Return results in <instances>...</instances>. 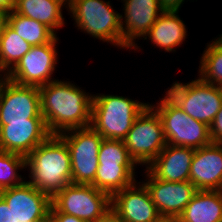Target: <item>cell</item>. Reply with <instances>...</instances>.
<instances>
[{
	"label": "cell",
	"mask_w": 222,
	"mask_h": 222,
	"mask_svg": "<svg viewBox=\"0 0 222 222\" xmlns=\"http://www.w3.org/2000/svg\"><path fill=\"white\" fill-rule=\"evenodd\" d=\"M67 80L57 79L39 87L41 114L51 135L91 124L93 94Z\"/></svg>",
	"instance_id": "1"
},
{
	"label": "cell",
	"mask_w": 222,
	"mask_h": 222,
	"mask_svg": "<svg viewBox=\"0 0 222 222\" xmlns=\"http://www.w3.org/2000/svg\"><path fill=\"white\" fill-rule=\"evenodd\" d=\"M25 168L26 181L50 198L72 183L69 148L59 135H50L27 155Z\"/></svg>",
	"instance_id": "2"
},
{
	"label": "cell",
	"mask_w": 222,
	"mask_h": 222,
	"mask_svg": "<svg viewBox=\"0 0 222 222\" xmlns=\"http://www.w3.org/2000/svg\"><path fill=\"white\" fill-rule=\"evenodd\" d=\"M149 104L123 95L93 94L90 126L103 139L123 140Z\"/></svg>",
	"instance_id": "3"
},
{
	"label": "cell",
	"mask_w": 222,
	"mask_h": 222,
	"mask_svg": "<svg viewBox=\"0 0 222 222\" xmlns=\"http://www.w3.org/2000/svg\"><path fill=\"white\" fill-rule=\"evenodd\" d=\"M73 25L94 39L122 49L120 13L106 0H73L66 10Z\"/></svg>",
	"instance_id": "4"
},
{
	"label": "cell",
	"mask_w": 222,
	"mask_h": 222,
	"mask_svg": "<svg viewBox=\"0 0 222 222\" xmlns=\"http://www.w3.org/2000/svg\"><path fill=\"white\" fill-rule=\"evenodd\" d=\"M150 105L159 114L167 144L199 149L211 143L209 126L188 116L166 94Z\"/></svg>",
	"instance_id": "5"
},
{
	"label": "cell",
	"mask_w": 222,
	"mask_h": 222,
	"mask_svg": "<svg viewBox=\"0 0 222 222\" xmlns=\"http://www.w3.org/2000/svg\"><path fill=\"white\" fill-rule=\"evenodd\" d=\"M166 90L164 94L188 116L208 126L222 106V88L207 84L199 77L187 83L174 81Z\"/></svg>",
	"instance_id": "6"
},
{
	"label": "cell",
	"mask_w": 222,
	"mask_h": 222,
	"mask_svg": "<svg viewBox=\"0 0 222 222\" xmlns=\"http://www.w3.org/2000/svg\"><path fill=\"white\" fill-rule=\"evenodd\" d=\"M123 142L129 156L143 168H146L165 148L167 142L162 120L150 104L135 119Z\"/></svg>",
	"instance_id": "7"
},
{
	"label": "cell",
	"mask_w": 222,
	"mask_h": 222,
	"mask_svg": "<svg viewBox=\"0 0 222 222\" xmlns=\"http://www.w3.org/2000/svg\"><path fill=\"white\" fill-rule=\"evenodd\" d=\"M111 208V197L93 185L69 184L51 198L49 212L73 215L85 222L97 221Z\"/></svg>",
	"instance_id": "8"
},
{
	"label": "cell",
	"mask_w": 222,
	"mask_h": 222,
	"mask_svg": "<svg viewBox=\"0 0 222 222\" xmlns=\"http://www.w3.org/2000/svg\"><path fill=\"white\" fill-rule=\"evenodd\" d=\"M59 136L69 148L72 184L91 185L99 166L98 154L103 137L91 126L71 129Z\"/></svg>",
	"instance_id": "9"
},
{
	"label": "cell",
	"mask_w": 222,
	"mask_h": 222,
	"mask_svg": "<svg viewBox=\"0 0 222 222\" xmlns=\"http://www.w3.org/2000/svg\"><path fill=\"white\" fill-rule=\"evenodd\" d=\"M58 41L56 36L47 44L32 46L6 74V78L19 85L38 88L57 80L53 75L59 61Z\"/></svg>",
	"instance_id": "10"
},
{
	"label": "cell",
	"mask_w": 222,
	"mask_h": 222,
	"mask_svg": "<svg viewBox=\"0 0 222 222\" xmlns=\"http://www.w3.org/2000/svg\"><path fill=\"white\" fill-rule=\"evenodd\" d=\"M30 118H44L39 88L19 85L5 78L0 85V125Z\"/></svg>",
	"instance_id": "11"
},
{
	"label": "cell",
	"mask_w": 222,
	"mask_h": 222,
	"mask_svg": "<svg viewBox=\"0 0 222 222\" xmlns=\"http://www.w3.org/2000/svg\"><path fill=\"white\" fill-rule=\"evenodd\" d=\"M121 3L122 49L140 51L142 46L137 41L143 39L164 11L159 0H121Z\"/></svg>",
	"instance_id": "12"
},
{
	"label": "cell",
	"mask_w": 222,
	"mask_h": 222,
	"mask_svg": "<svg viewBox=\"0 0 222 222\" xmlns=\"http://www.w3.org/2000/svg\"><path fill=\"white\" fill-rule=\"evenodd\" d=\"M142 183L148 189L151 199L162 217L178 218L186 205L197 192L190 182H168L155 178L147 169H144Z\"/></svg>",
	"instance_id": "13"
},
{
	"label": "cell",
	"mask_w": 222,
	"mask_h": 222,
	"mask_svg": "<svg viewBox=\"0 0 222 222\" xmlns=\"http://www.w3.org/2000/svg\"><path fill=\"white\" fill-rule=\"evenodd\" d=\"M50 135L44 118L9 122L0 125V150L26 157Z\"/></svg>",
	"instance_id": "14"
},
{
	"label": "cell",
	"mask_w": 222,
	"mask_h": 222,
	"mask_svg": "<svg viewBox=\"0 0 222 222\" xmlns=\"http://www.w3.org/2000/svg\"><path fill=\"white\" fill-rule=\"evenodd\" d=\"M111 208L124 222H157L162 218L148 189L138 180L111 197Z\"/></svg>",
	"instance_id": "15"
},
{
	"label": "cell",
	"mask_w": 222,
	"mask_h": 222,
	"mask_svg": "<svg viewBox=\"0 0 222 222\" xmlns=\"http://www.w3.org/2000/svg\"><path fill=\"white\" fill-rule=\"evenodd\" d=\"M189 181L197 190L222 191V144L211 142L195 149Z\"/></svg>",
	"instance_id": "16"
},
{
	"label": "cell",
	"mask_w": 222,
	"mask_h": 222,
	"mask_svg": "<svg viewBox=\"0 0 222 222\" xmlns=\"http://www.w3.org/2000/svg\"><path fill=\"white\" fill-rule=\"evenodd\" d=\"M195 149L167 144L146 169L159 180L189 181L191 161Z\"/></svg>",
	"instance_id": "17"
},
{
	"label": "cell",
	"mask_w": 222,
	"mask_h": 222,
	"mask_svg": "<svg viewBox=\"0 0 222 222\" xmlns=\"http://www.w3.org/2000/svg\"><path fill=\"white\" fill-rule=\"evenodd\" d=\"M180 11H164L149 29L143 40L165 52H176L186 41L188 28L179 16ZM177 47V48H176Z\"/></svg>",
	"instance_id": "18"
},
{
	"label": "cell",
	"mask_w": 222,
	"mask_h": 222,
	"mask_svg": "<svg viewBox=\"0 0 222 222\" xmlns=\"http://www.w3.org/2000/svg\"><path fill=\"white\" fill-rule=\"evenodd\" d=\"M0 197L16 214L49 216L51 198L26 180L21 185L0 191Z\"/></svg>",
	"instance_id": "19"
},
{
	"label": "cell",
	"mask_w": 222,
	"mask_h": 222,
	"mask_svg": "<svg viewBox=\"0 0 222 222\" xmlns=\"http://www.w3.org/2000/svg\"><path fill=\"white\" fill-rule=\"evenodd\" d=\"M64 8H68V5L62 0H14L13 2L15 13L39 21L56 35L57 30L66 25L63 17Z\"/></svg>",
	"instance_id": "20"
},
{
	"label": "cell",
	"mask_w": 222,
	"mask_h": 222,
	"mask_svg": "<svg viewBox=\"0 0 222 222\" xmlns=\"http://www.w3.org/2000/svg\"><path fill=\"white\" fill-rule=\"evenodd\" d=\"M177 219L179 222H222V191L197 190Z\"/></svg>",
	"instance_id": "21"
},
{
	"label": "cell",
	"mask_w": 222,
	"mask_h": 222,
	"mask_svg": "<svg viewBox=\"0 0 222 222\" xmlns=\"http://www.w3.org/2000/svg\"><path fill=\"white\" fill-rule=\"evenodd\" d=\"M136 168L98 166L94 182L91 185L112 197L115 193L137 181Z\"/></svg>",
	"instance_id": "22"
},
{
	"label": "cell",
	"mask_w": 222,
	"mask_h": 222,
	"mask_svg": "<svg viewBox=\"0 0 222 222\" xmlns=\"http://www.w3.org/2000/svg\"><path fill=\"white\" fill-rule=\"evenodd\" d=\"M8 24L31 46L47 44L59 36L39 21L24 17L14 11L8 15Z\"/></svg>",
	"instance_id": "23"
},
{
	"label": "cell",
	"mask_w": 222,
	"mask_h": 222,
	"mask_svg": "<svg viewBox=\"0 0 222 222\" xmlns=\"http://www.w3.org/2000/svg\"><path fill=\"white\" fill-rule=\"evenodd\" d=\"M201 55L197 76L207 84L222 88V41L215 37Z\"/></svg>",
	"instance_id": "24"
},
{
	"label": "cell",
	"mask_w": 222,
	"mask_h": 222,
	"mask_svg": "<svg viewBox=\"0 0 222 222\" xmlns=\"http://www.w3.org/2000/svg\"><path fill=\"white\" fill-rule=\"evenodd\" d=\"M31 47L7 24L0 37V69L7 74Z\"/></svg>",
	"instance_id": "25"
},
{
	"label": "cell",
	"mask_w": 222,
	"mask_h": 222,
	"mask_svg": "<svg viewBox=\"0 0 222 222\" xmlns=\"http://www.w3.org/2000/svg\"><path fill=\"white\" fill-rule=\"evenodd\" d=\"M24 169L25 156L0 150V191L21 185L26 176L19 173Z\"/></svg>",
	"instance_id": "26"
},
{
	"label": "cell",
	"mask_w": 222,
	"mask_h": 222,
	"mask_svg": "<svg viewBox=\"0 0 222 222\" xmlns=\"http://www.w3.org/2000/svg\"><path fill=\"white\" fill-rule=\"evenodd\" d=\"M99 166L137 167L136 162L129 156L123 140L103 139L99 154Z\"/></svg>",
	"instance_id": "27"
},
{
	"label": "cell",
	"mask_w": 222,
	"mask_h": 222,
	"mask_svg": "<svg viewBox=\"0 0 222 222\" xmlns=\"http://www.w3.org/2000/svg\"><path fill=\"white\" fill-rule=\"evenodd\" d=\"M209 129L211 142L222 144V106L215 115V118L209 126Z\"/></svg>",
	"instance_id": "28"
},
{
	"label": "cell",
	"mask_w": 222,
	"mask_h": 222,
	"mask_svg": "<svg viewBox=\"0 0 222 222\" xmlns=\"http://www.w3.org/2000/svg\"><path fill=\"white\" fill-rule=\"evenodd\" d=\"M49 216L19 215L11 209V222H46Z\"/></svg>",
	"instance_id": "29"
},
{
	"label": "cell",
	"mask_w": 222,
	"mask_h": 222,
	"mask_svg": "<svg viewBox=\"0 0 222 222\" xmlns=\"http://www.w3.org/2000/svg\"><path fill=\"white\" fill-rule=\"evenodd\" d=\"M49 220L51 222H85L73 215L60 212H49Z\"/></svg>",
	"instance_id": "30"
},
{
	"label": "cell",
	"mask_w": 222,
	"mask_h": 222,
	"mask_svg": "<svg viewBox=\"0 0 222 222\" xmlns=\"http://www.w3.org/2000/svg\"><path fill=\"white\" fill-rule=\"evenodd\" d=\"M159 1L163 11H179L186 0H159Z\"/></svg>",
	"instance_id": "31"
},
{
	"label": "cell",
	"mask_w": 222,
	"mask_h": 222,
	"mask_svg": "<svg viewBox=\"0 0 222 222\" xmlns=\"http://www.w3.org/2000/svg\"><path fill=\"white\" fill-rule=\"evenodd\" d=\"M95 222H124V221L115 210L110 208Z\"/></svg>",
	"instance_id": "32"
},
{
	"label": "cell",
	"mask_w": 222,
	"mask_h": 222,
	"mask_svg": "<svg viewBox=\"0 0 222 222\" xmlns=\"http://www.w3.org/2000/svg\"><path fill=\"white\" fill-rule=\"evenodd\" d=\"M0 222H11V209L0 197Z\"/></svg>",
	"instance_id": "33"
},
{
	"label": "cell",
	"mask_w": 222,
	"mask_h": 222,
	"mask_svg": "<svg viewBox=\"0 0 222 222\" xmlns=\"http://www.w3.org/2000/svg\"><path fill=\"white\" fill-rule=\"evenodd\" d=\"M14 0H0V10L10 13L13 11Z\"/></svg>",
	"instance_id": "34"
},
{
	"label": "cell",
	"mask_w": 222,
	"mask_h": 222,
	"mask_svg": "<svg viewBox=\"0 0 222 222\" xmlns=\"http://www.w3.org/2000/svg\"><path fill=\"white\" fill-rule=\"evenodd\" d=\"M8 15L9 13L0 10V37L3 35L4 29L8 24Z\"/></svg>",
	"instance_id": "35"
},
{
	"label": "cell",
	"mask_w": 222,
	"mask_h": 222,
	"mask_svg": "<svg viewBox=\"0 0 222 222\" xmlns=\"http://www.w3.org/2000/svg\"><path fill=\"white\" fill-rule=\"evenodd\" d=\"M157 222H179L177 218H166L162 217L159 221Z\"/></svg>",
	"instance_id": "36"
},
{
	"label": "cell",
	"mask_w": 222,
	"mask_h": 222,
	"mask_svg": "<svg viewBox=\"0 0 222 222\" xmlns=\"http://www.w3.org/2000/svg\"><path fill=\"white\" fill-rule=\"evenodd\" d=\"M5 78H6V74L4 72H0V85Z\"/></svg>",
	"instance_id": "37"
},
{
	"label": "cell",
	"mask_w": 222,
	"mask_h": 222,
	"mask_svg": "<svg viewBox=\"0 0 222 222\" xmlns=\"http://www.w3.org/2000/svg\"><path fill=\"white\" fill-rule=\"evenodd\" d=\"M66 5H69L73 0H62Z\"/></svg>",
	"instance_id": "38"
},
{
	"label": "cell",
	"mask_w": 222,
	"mask_h": 222,
	"mask_svg": "<svg viewBox=\"0 0 222 222\" xmlns=\"http://www.w3.org/2000/svg\"><path fill=\"white\" fill-rule=\"evenodd\" d=\"M222 33V32H221ZM218 38L222 41V34L217 35Z\"/></svg>",
	"instance_id": "39"
}]
</instances>
